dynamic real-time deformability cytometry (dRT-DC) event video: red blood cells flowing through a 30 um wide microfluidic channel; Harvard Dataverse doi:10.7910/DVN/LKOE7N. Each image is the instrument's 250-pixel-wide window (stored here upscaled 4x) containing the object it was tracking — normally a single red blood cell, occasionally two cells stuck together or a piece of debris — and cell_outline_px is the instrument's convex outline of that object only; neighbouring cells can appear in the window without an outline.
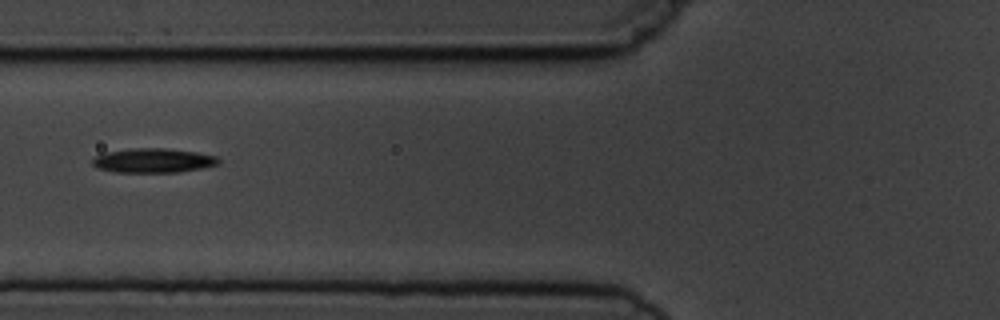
{"species": "common noctule bat (a hibernating species)", "species_latin": "Nyctalus noctula", "temperature_condition": "cold", "stored_images_in_passage": 6, "camera_frame_rate_fps": 3000, "um_per_image_px": 0.085, "animal": {"sex": "male", "body_mass_g": 19.5, "forearm_length_mm": 54.6}, "frame": {"image": 1, "passage_image": 6, "time_ms": 6.667, "image_size_px": [1000, 320], "cell_outline_px": [[220, 164], [200, 168], [176, 172], [116, 172], [96, 168], [92, 164], [92, 160], [96, 156], [104, 152], [132, 148], [164, 148], [196, 152], [216, 156], [220, 160]], "centroid_in_image_um": [13.0, 13.64], "position_along_channel_um": 112.8, "area_um2": 17.86}}